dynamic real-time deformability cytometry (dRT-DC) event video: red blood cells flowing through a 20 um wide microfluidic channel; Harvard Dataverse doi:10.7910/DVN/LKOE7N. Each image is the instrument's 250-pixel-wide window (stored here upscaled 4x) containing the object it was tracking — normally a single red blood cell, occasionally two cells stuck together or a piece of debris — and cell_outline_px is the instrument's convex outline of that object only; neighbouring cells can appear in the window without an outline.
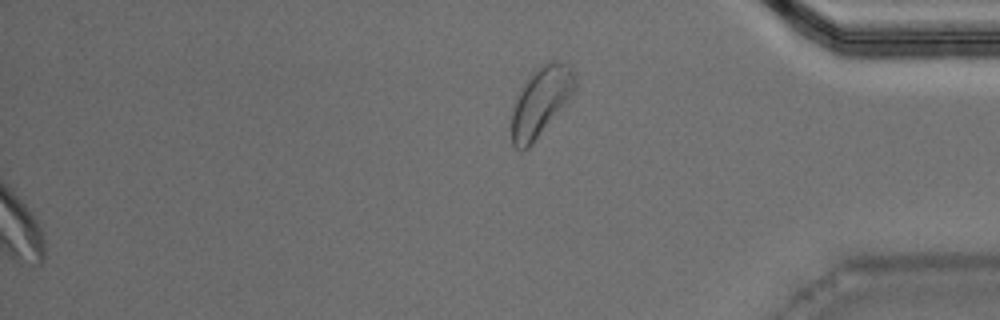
{"species": "Egyptian fruit bat (a non-hibernating species)", "species_latin": "Rousettus aegyptiacus", "temperature_condition": "warm", "stored_images_in_passage": 51, "segment_of_instrument_passage": [2, 2], "camera_frame_rate_fps": 3000, "um_per_image_px": 0.085, "animal": {"sex": "male"}, "frame": {"image": 1, "passage_image": 51, "time_ms": 16.667, "image_size_px": [1000, 320], "cell_outline_px": [[576, 88], [528, 148], [520, 152], [512, 144], [512, 112], [516, 100], [524, 84], [532, 72], [540, 64], [548, 60], [564, 60], [576, 72]], "centroid_in_image_um": [45.98, 8.55], "position_along_channel_um": 389.2, "area_um2": 25.09}}